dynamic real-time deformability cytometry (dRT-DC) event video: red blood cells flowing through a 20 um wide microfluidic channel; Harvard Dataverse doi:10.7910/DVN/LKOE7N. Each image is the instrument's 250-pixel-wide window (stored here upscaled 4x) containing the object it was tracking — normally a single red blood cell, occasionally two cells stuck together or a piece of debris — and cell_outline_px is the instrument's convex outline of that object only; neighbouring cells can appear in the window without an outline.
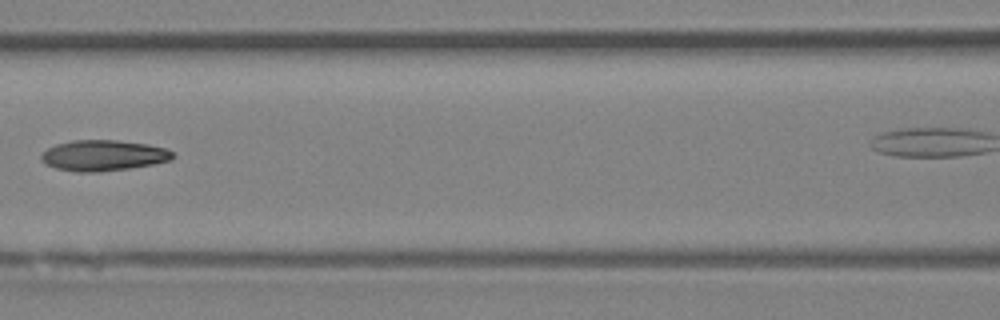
{"species": "Egyptian fruit bat (a non-hibernating species)", "species_latin": "Rousettus aegyptiacus", "temperature_condition": "room temperature", "stored_images_in_passage": 7, "segment_of_instrument_passage": [1, 2], "camera_frame_rate_fps": 3000, "um_per_image_px": 0.085, "animal": {"sex": "female"}, "frame": {"image": 1, "passage_image": 6, "time_ms": 6.333, "image_size_px": [1000, 320], "cell_outline_px": [[172, 160], [152, 164], [128, 168], [100, 172], [76, 172], [56, 168], [44, 164], [40, 160], [40, 156], [48, 148], [56, 144], [72, 140], [116, 140], [148, 144], [164, 148], [172, 152]], "centroid_in_image_um": [8.73, 13.21], "position_along_channel_um": 157.9, "area_um2": 23.52}}